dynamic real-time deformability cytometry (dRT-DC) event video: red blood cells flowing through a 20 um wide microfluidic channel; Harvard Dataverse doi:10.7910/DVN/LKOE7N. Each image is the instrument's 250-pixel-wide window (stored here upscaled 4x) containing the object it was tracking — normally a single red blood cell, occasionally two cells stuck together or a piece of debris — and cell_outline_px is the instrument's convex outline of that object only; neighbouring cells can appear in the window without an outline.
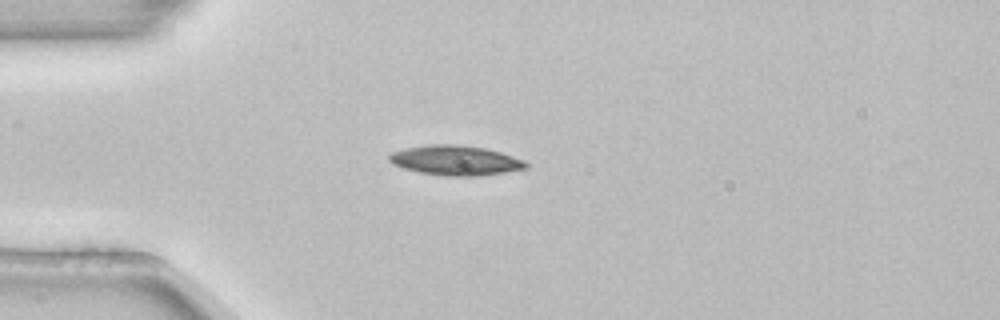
{"species": "common noctule bat (a hibernating species)", "species_latin": "Nyctalus noctula", "temperature_condition": "room temperature", "stored_images_in_passage": 3, "camera_frame_rate_fps": 3000, "um_per_image_px": 0.085, "animal": {"sex": "female", "body_mass_g": 22.7, "forearm_length_mm": 54.2}, "frame": {"image": 1, "passage_image": 3, "time_ms": 0.667, "image_size_px": [1000, 320], "cell_outline_px": [[528, 168], [480, 176], [444, 176], [420, 172], [404, 168], [392, 164], [388, 160], [388, 156], [392, 152], [404, 148], [428, 144], [456, 144], [484, 148], [500, 152], [524, 160], [528, 164]], "centroid_in_image_um": [38.69, 13.63], "position_along_channel_um": 46.3, "area_um2": 23.81}}